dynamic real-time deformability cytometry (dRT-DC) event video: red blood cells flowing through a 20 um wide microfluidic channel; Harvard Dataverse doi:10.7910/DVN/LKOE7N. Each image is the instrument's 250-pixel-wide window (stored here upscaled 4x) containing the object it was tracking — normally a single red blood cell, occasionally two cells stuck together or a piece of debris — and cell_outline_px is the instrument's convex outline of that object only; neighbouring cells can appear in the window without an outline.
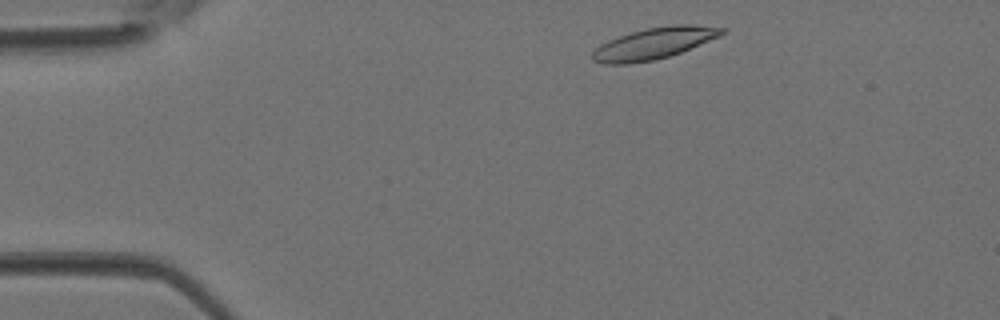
{"species": "Egyptian fruit bat (a non-hibernating species)", "species_latin": "Rousettus aegyptiacus", "temperature_condition": "room temperature", "stored_images_in_passage": 2, "camera_frame_rate_fps": 3000, "um_per_image_px": 0.085, "animal": {"sex": "female"}, "frame": {"image": 1, "passage_image": 1, "time_ms": 0.0, "image_size_px": [1000, 320], "cell_outline_px": [[728, 32], [720, 36], [680, 52], [656, 60], [628, 64], [604, 64], [592, 60], [592, 52], [600, 44], [608, 40], [632, 32], [648, 28], [672, 24], [692, 24], [728, 28]], "centroid_in_image_um": [55.62, 3.68], "position_along_channel_um": 29.4, "area_um2": 23.76}}